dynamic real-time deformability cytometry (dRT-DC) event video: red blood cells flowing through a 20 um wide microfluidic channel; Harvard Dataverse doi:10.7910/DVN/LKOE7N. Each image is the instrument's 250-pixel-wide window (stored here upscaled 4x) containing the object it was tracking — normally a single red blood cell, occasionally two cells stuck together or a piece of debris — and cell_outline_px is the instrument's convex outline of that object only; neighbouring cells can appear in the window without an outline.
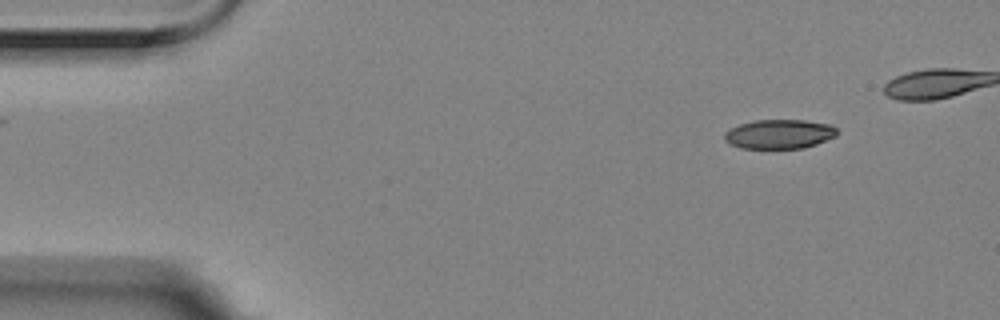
{"species": "Egyptian fruit bat (a non-hibernating species)", "species_latin": "Rousettus aegyptiacus", "temperature_condition": "room temperature", "stored_images_in_passage": 44, "camera_frame_rate_fps": 3000, "um_per_image_px": 0.085, "animal": {"sex": "female"}, "frame": {"image": 1, "passage_image": 1, "time_ms": 0.0, "image_size_px": [1000, 320], "cell_outline_px": [[836, 136], [816, 144], [804, 148], [740, 148], [728, 144], [724, 140], [724, 132], [740, 124], [752, 120], [804, 120], [832, 124], [836, 128]], "centroid_in_image_um": [66.22, 11.39], "position_along_channel_um": 18.8, "area_um2": 19.31}}
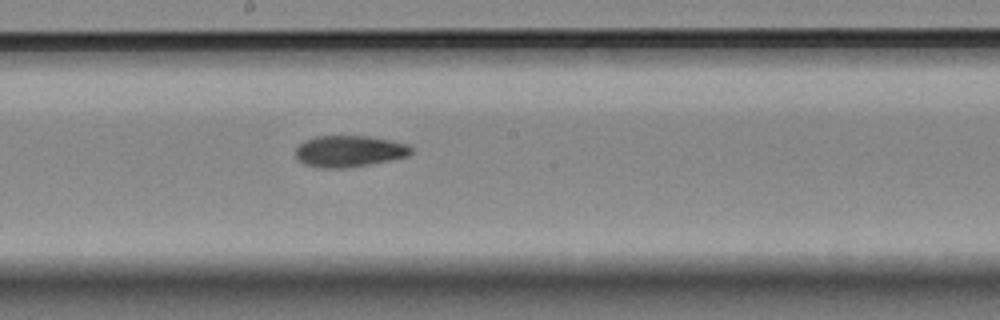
{"frame": {"image": 2, "passage_image": 25, "time_ms": 8.0, "image_size_px": [1000, 320], "cell_outline_px": [[412, 152], [408, 156], [348, 168], [320, 168], [304, 164], [296, 160], [296, 148], [304, 140], [316, 136], [368, 136], [408, 144], [412, 148]], "centroid_in_image_um": [29.64, 12.85], "position_along_channel_um": 218.6, "area_um2": 21.15}}
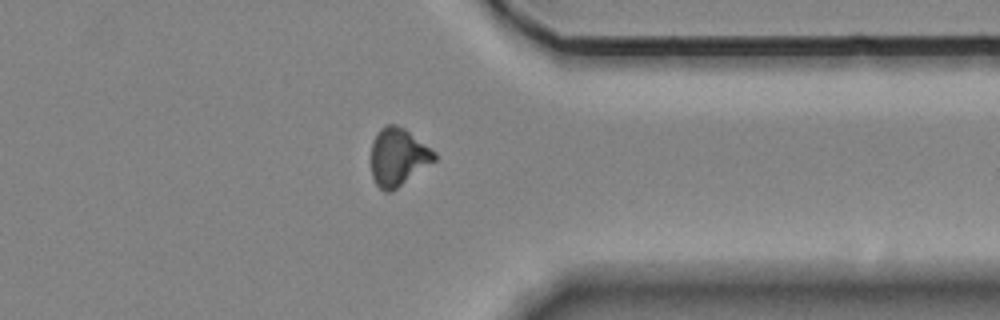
{"frame": {"image": 3, "passage_image": 39, "time_ms": 12.667, "image_size_px": [1000, 320], "cell_outline_px": [[436, 160], [396, 188], [388, 192], [384, 192], [376, 184], [372, 176], [372, 140], [376, 132], [380, 128], [388, 124], [396, 124], [404, 128], [436, 152]], "centroid_in_image_um": [33.82, 13.32], "position_along_channel_um": 377.6, "area_um2": 21.1}, "authors_computed_cell_mechanics": {"area_um2": 21.0392, "velocity_mm_per_s": 3.5262, "shape_relaxation_time_tau1_ms": null, "shape_relaxation_time_tau2_ms": 7.121, "deformation_change_tau1": null, "deformation_change_tau2": 0.1399}}